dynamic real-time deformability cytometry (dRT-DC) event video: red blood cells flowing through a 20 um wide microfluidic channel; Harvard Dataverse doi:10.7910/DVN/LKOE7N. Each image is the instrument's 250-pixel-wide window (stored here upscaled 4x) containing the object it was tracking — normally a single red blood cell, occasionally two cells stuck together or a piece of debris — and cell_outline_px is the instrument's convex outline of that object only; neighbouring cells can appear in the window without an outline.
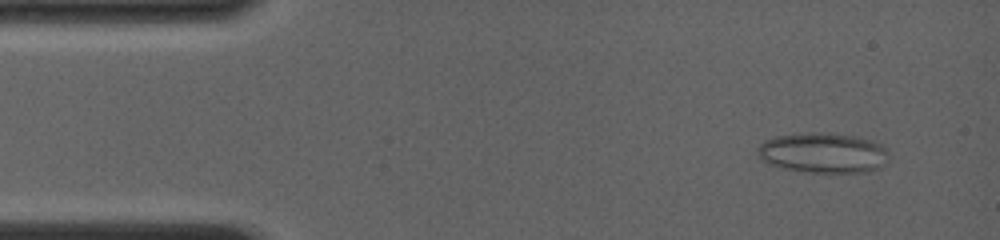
{"species": "common noctule bat (a hibernating species)", "species_latin": "Nyctalus noctula", "temperature_condition": "room temperature", "stored_images_in_passage": 12, "camera_frame_rate_fps": 4000, "um_per_image_px": 0.085, "animal": {"sex": "female", "body_mass_g": 19.0, "forearm_length_mm": 56.7}, "frame": {"image": 1, "passage_image": 2, "time_ms": 0.5, "image_size_px": [1000, 240], "cell_outline_px": [[884, 152], [880, 168], [868, 172], [808, 172], [784, 168], [760, 160], [756, 152], [756, 148], [764, 140], [776, 136], [812, 132], [828, 132], [860, 136], [872, 140], [880, 144], [884, 148]], "centroid_in_image_um": [69.88, 12.97], "position_along_channel_um": 15.1, "area_um2": 30.58}}
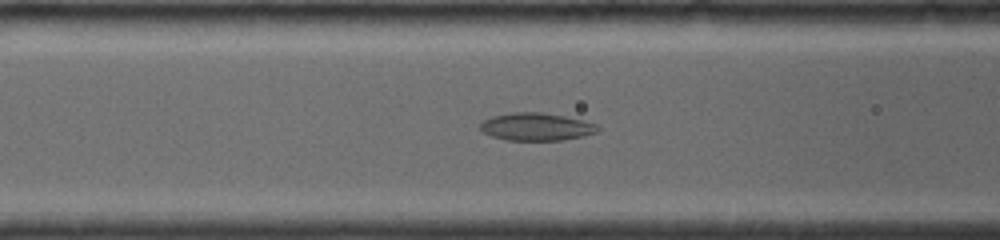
{"frame": {"image": 2, "passage_image": 9, "time_ms": 5.25, "image_size_px": [1000, 240], "cell_outline_px": [[600, 128], [596, 132], [584, 136], [564, 140], [508, 140], [492, 136], [484, 132], [480, 128], [480, 124], [484, 120], [492, 116], [512, 112], [540, 112], [564, 116], [584, 120], [596, 124]], "centroid_in_image_um": [45.61, 10.77], "position_along_channel_um": 121.0, "area_um2": 18.9}}
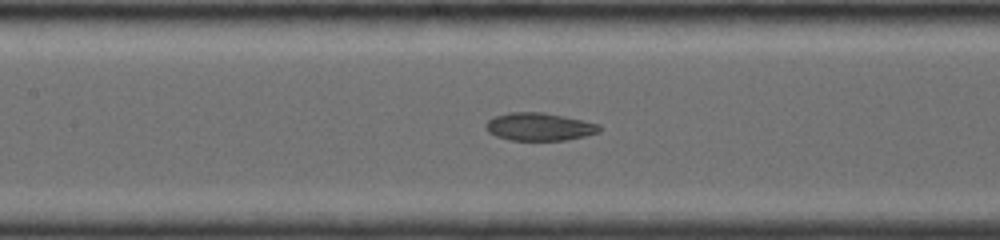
{"frame": {"image": 3, "passage_image": 11, "time_ms": 6.25, "image_size_px": [1000, 240], "cell_outline_px": [[600, 132], [568, 140], [508, 140], [496, 136], [488, 132], [484, 128], [484, 124], [488, 120], [496, 116], [508, 112], [544, 112], [564, 116], [600, 124]], "centroid_in_image_um": [45.81, 10.77], "position_along_channel_um": 161.6, "area_um2": 18.55}}